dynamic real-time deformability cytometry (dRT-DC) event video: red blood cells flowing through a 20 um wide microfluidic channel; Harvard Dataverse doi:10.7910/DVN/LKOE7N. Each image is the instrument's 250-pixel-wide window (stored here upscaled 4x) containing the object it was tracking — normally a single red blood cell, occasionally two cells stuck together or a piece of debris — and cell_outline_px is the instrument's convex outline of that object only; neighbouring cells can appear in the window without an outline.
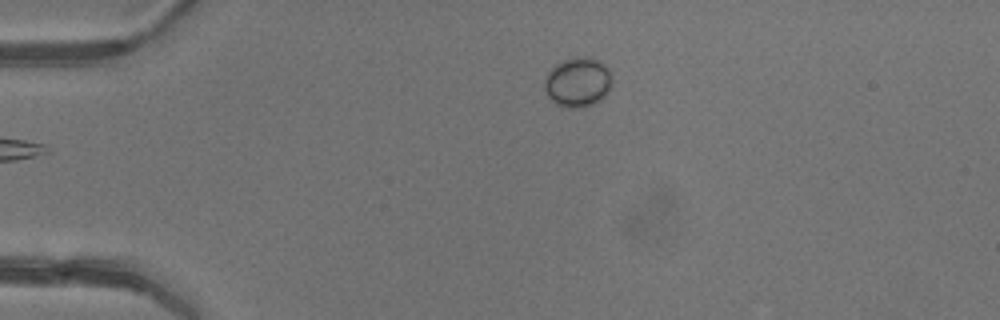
{"species": "common noctule bat (a hibernating species)", "species_latin": "Nyctalus noctula", "temperature_condition": "warm", "stored_images_in_passage": 2, "camera_frame_rate_fps": 3000, "um_per_image_px": 0.085, "animal": {"sex": "female"}, "frame": {"image": 1, "passage_image": 2, "time_ms": 1.333, "image_size_px": [1000, 320], "cell_outline_px": [[612, 84], [608, 92], [600, 100], [592, 104], [580, 108], [560, 108], [548, 96], [544, 88], [544, 80], [548, 72], [560, 60], [584, 56], [592, 56], [604, 64], [608, 68], [612, 76]], "centroid_in_image_um": [49.12, 6.98], "position_along_channel_um": 35.9, "area_um2": 19.88}}